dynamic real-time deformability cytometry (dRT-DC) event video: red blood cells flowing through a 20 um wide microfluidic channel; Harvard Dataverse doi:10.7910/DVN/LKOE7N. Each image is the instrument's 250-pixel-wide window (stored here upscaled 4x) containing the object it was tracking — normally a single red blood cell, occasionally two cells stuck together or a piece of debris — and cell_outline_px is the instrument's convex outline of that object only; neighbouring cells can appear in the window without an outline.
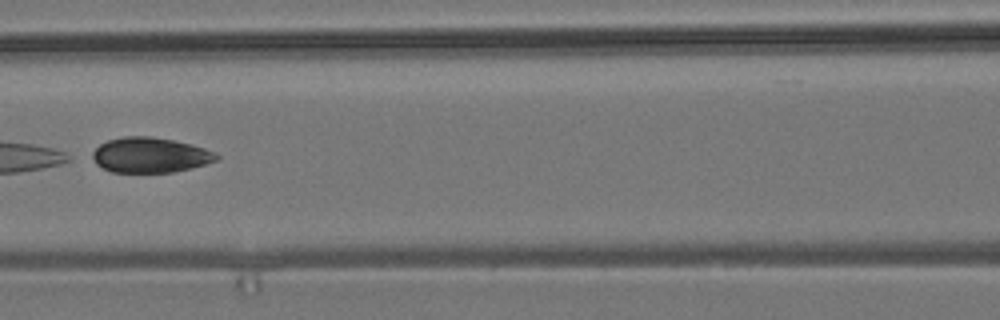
{"species": "common noctule bat (a hibernating species)", "species_latin": "Nyctalus noctula", "temperature_condition": "room temperature", "stored_images_in_passage": 6, "camera_frame_rate_fps": 3000, "um_per_image_px": 0.085, "animal": {"sex": "male", "body_mass_g": 19.2, "forearm_length_mm": 51.8}, "frame": {"image": 1, "passage_image": 5, "time_ms": 5.0, "image_size_px": [1000, 320], "cell_outline_px": [[220, 156], [216, 160], [192, 168], [172, 172], [112, 172], [96, 164], [88, 156], [100, 144], [108, 140], [124, 136], [152, 136], [172, 140], [204, 148], [216, 152]], "centroid_in_image_um": [12.72, 13.18], "position_along_channel_um": 153.9, "area_um2": 25.43}}
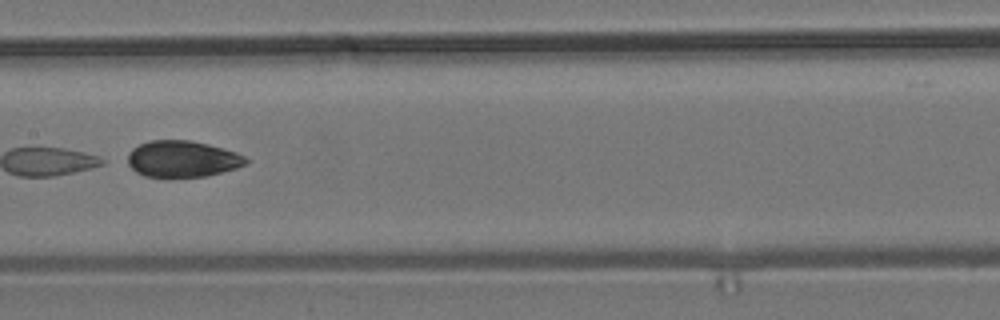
{"frame": {"image": 2, "passage_image": 6, "time_ms": 6.0, "image_size_px": [1000, 320], "cell_outline_px": [[248, 164], [236, 168], [204, 176], [144, 176], [136, 172], [128, 164], [128, 152], [132, 148], [148, 140], [188, 140], [208, 144], [236, 152], [244, 156], [248, 160]], "centroid_in_image_um": [15.49, 13.49], "position_along_channel_um": 191.9, "area_um2": 24.85}}